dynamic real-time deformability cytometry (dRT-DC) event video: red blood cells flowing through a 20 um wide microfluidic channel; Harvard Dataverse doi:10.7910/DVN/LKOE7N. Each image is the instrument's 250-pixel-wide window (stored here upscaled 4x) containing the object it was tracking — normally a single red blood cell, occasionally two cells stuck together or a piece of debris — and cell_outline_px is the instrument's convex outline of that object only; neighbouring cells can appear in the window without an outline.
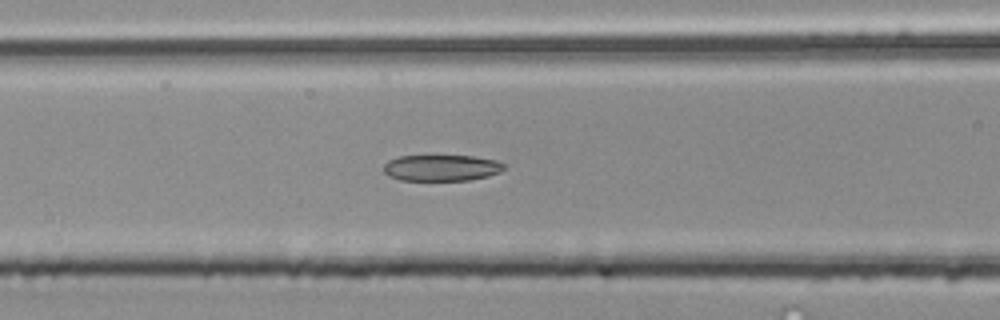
{"species": "common noctule bat (a hibernating species)", "species_latin": "Nyctalus noctula", "temperature_condition": "room temperature", "stored_images_in_passage": 41, "camera_frame_rate_fps": 3000, "um_per_image_px": 0.085, "animal": {"sex": "male", "body_mass_g": 20.4}, "frame": {"image": 1, "passage_image": 11, "time_ms": 3.333, "image_size_px": [1000, 320], "cell_outline_px": [[504, 168], [500, 172], [488, 176], [468, 180], [400, 180], [388, 176], [384, 172], [384, 164], [388, 160], [400, 156], [472, 156], [496, 160], [504, 164]], "centroid_in_image_um": [37.51, 14.27], "position_along_channel_um": 129.1, "area_um2": 18.32}}
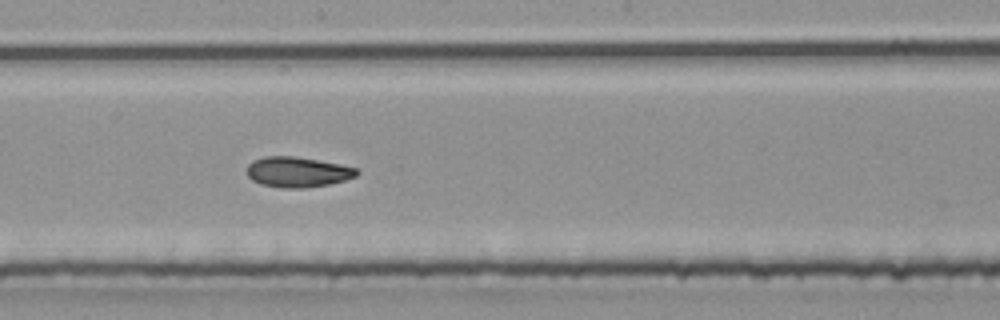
{"frame": {"image": 2, "passage_image": 18, "time_ms": 5.667, "image_size_px": [1000, 320], "cell_outline_px": [[360, 172], [356, 176], [344, 180], [328, 184], [304, 188], [280, 188], [260, 184], [252, 180], [248, 176], [248, 164], [252, 160], [264, 156], [292, 156], [340, 164], [356, 168]], "centroid_in_image_um": [25.27, 14.62], "position_along_channel_um": 222.9, "area_um2": 19.36}}
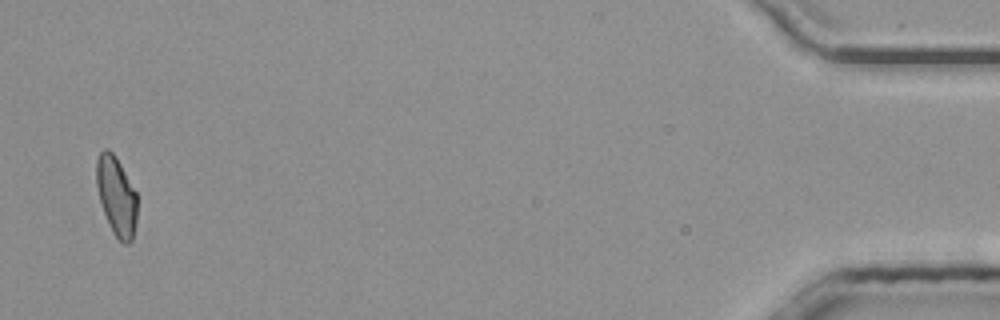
{"frame": {"image": 3, "passage_image": 40, "time_ms": 13.0, "image_size_px": [1000, 320], "cell_outline_px": [[136, 224], [132, 240], [128, 244], [124, 244], [112, 232], [100, 204], [96, 184], [96, 160], [100, 152], [104, 148], [108, 148], [116, 156], [136, 192]], "centroid_in_image_um": [9.88, 16.65], "position_along_channel_um": 425.3, "area_um2": 18.84}, "authors_computed_cell_mechanics": {"area_um2": 19.1896, "velocity_mm_per_s": 4.0186, "shape_relaxation_time_tau1_ms": 10.5497, "shape_relaxation_time_tau2_ms": 1.5026, "deformation_change_tau1": 0.2076, "deformation_change_tau2": 0.0721}}